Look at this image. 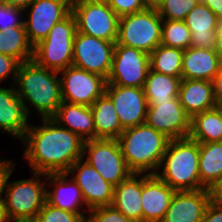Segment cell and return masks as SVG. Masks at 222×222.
<instances>
[{
    "label": "cell",
    "instance_id": "obj_1",
    "mask_svg": "<svg viewBox=\"0 0 222 222\" xmlns=\"http://www.w3.org/2000/svg\"><path fill=\"white\" fill-rule=\"evenodd\" d=\"M42 126L29 125L22 142L25 159L33 172L64 173L84 158L82 140L52 118H42Z\"/></svg>",
    "mask_w": 222,
    "mask_h": 222
},
{
    "label": "cell",
    "instance_id": "obj_2",
    "mask_svg": "<svg viewBox=\"0 0 222 222\" xmlns=\"http://www.w3.org/2000/svg\"><path fill=\"white\" fill-rule=\"evenodd\" d=\"M59 73L41 67L33 60L19 65L14 85L24 104L27 115L31 113L25 103L30 102L42 118H52L62 103Z\"/></svg>",
    "mask_w": 222,
    "mask_h": 222
},
{
    "label": "cell",
    "instance_id": "obj_3",
    "mask_svg": "<svg viewBox=\"0 0 222 222\" xmlns=\"http://www.w3.org/2000/svg\"><path fill=\"white\" fill-rule=\"evenodd\" d=\"M169 140L146 123L125 129L117 139L128 169L135 174H156Z\"/></svg>",
    "mask_w": 222,
    "mask_h": 222
},
{
    "label": "cell",
    "instance_id": "obj_4",
    "mask_svg": "<svg viewBox=\"0 0 222 222\" xmlns=\"http://www.w3.org/2000/svg\"><path fill=\"white\" fill-rule=\"evenodd\" d=\"M199 143L189 137L169 140L156 175L175 191L204 189L199 178Z\"/></svg>",
    "mask_w": 222,
    "mask_h": 222
},
{
    "label": "cell",
    "instance_id": "obj_5",
    "mask_svg": "<svg viewBox=\"0 0 222 222\" xmlns=\"http://www.w3.org/2000/svg\"><path fill=\"white\" fill-rule=\"evenodd\" d=\"M13 167L14 164L7 169L2 182V193L6 189V196L3 197L5 207L11 221L31 222L46 202V182L41 181L46 174L33 172L31 179L8 183Z\"/></svg>",
    "mask_w": 222,
    "mask_h": 222
},
{
    "label": "cell",
    "instance_id": "obj_6",
    "mask_svg": "<svg viewBox=\"0 0 222 222\" xmlns=\"http://www.w3.org/2000/svg\"><path fill=\"white\" fill-rule=\"evenodd\" d=\"M76 19L70 12L57 22L47 37L33 47L32 60L41 67L60 72L72 66Z\"/></svg>",
    "mask_w": 222,
    "mask_h": 222
},
{
    "label": "cell",
    "instance_id": "obj_7",
    "mask_svg": "<svg viewBox=\"0 0 222 222\" xmlns=\"http://www.w3.org/2000/svg\"><path fill=\"white\" fill-rule=\"evenodd\" d=\"M162 18L158 10L143 11L119 17L116 45H124L150 54L161 44Z\"/></svg>",
    "mask_w": 222,
    "mask_h": 222
},
{
    "label": "cell",
    "instance_id": "obj_8",
    "mask_svg": "<svg viewBox=\"0 0 222 222\" xmlns=\"http://www.w3.org/2000/svg\"><path fill=\"white\" fill-rule=\"evenodd\" d=\"M77 32L116 42L119 16L107 2L71 1Z\"/></svg>",
    "mask_w": 222,
    "mask_h": 222
},
{
    "label": "cell",
    "instance_id": "obj_9",
    "mask_svg": "<svg viewBox=\"0 0 222 222\" xmlns=\"http://www.w3.org/2000/svg\"><path fill=\"white\" fill-rule=\"evenodd\" d=\"M88 162L114 187L126 180L132 172L128 169L117 139H93L84 141L83 155Z\"/></svg>",
    "mask_w": 222,
    "mask_h": 222
},
{
    "label": "cell",
    "instance_id": "obj_10",
    "mask_svg": "<svg viewBox=\"0 0 222 222\" xmlns=\"http://www.w3.org/2000/svg\"><path fill=\"white\" fill-rule=\"evenodd\" d=\"M149 69L148 53L124 45H115L107 84L143 88Z\"/></svg>",
    "mask_w": 222,
    "mask_h": 222
},
{
    "label": "cell",
    "instance_id": "obj_11",
    "mask_svg": "<svg viewBox=\"0 0 222 222\" xmlns=\"http://www.w3.org/2000/svg\"><path fill=\"white\" fill-rule=\"evenodd\" d=\"M115 43L76 31L72 65L107 80L113 61Z\"/></svg>",
    "mask_w": 222,
    "mask_h": 222
},
{
    "label": "cell",
    "instance_id": "obj_12",
    "mask_svg": "<svg viewBox=\"0 0 222 222\" xmlns=\"http://www.w3.org/2000/svg\"><path fill=\"white\" fill-rule=\"evenodd\" d=\"M61 73L60 88L62 101L91 106L106 90L107 80L75 66H68Z\"/></svg>",
    "mask_w": 222,
    "mask_h": 222
},
{
    "label": "cell",
    "instance_id": "obj_13",
    "mask_svg": "<svg viewBox=\"0 0 222 222\" xmlns=\"http://www.w3.org/2000/svg\"><path fill=\"white\" fill-rule=\"evenodd\" d=\"M191 117L181 106L179 98L164 102H148L146 124L167 138H186L190 132Z\"/></svg>",
    "mask_w": 222,
    "mask_h": 222
},
{
    "label": "cell",
    "instance_id": "obj_14",
    "mask_svg": "<svg viewBox=\"0 0 222 222\" xmlns=\"http://www.w3.org/2000/svg\"><path fill=\"white\" fill-rule=\"evenodd\" d=\"M72 0H34L28 7L29 19L24 21L25 31L33 47L45 39L54 25L71 12Z\"/></svg>",
    "mask_w": 222,
    "mask_h": 222
},
{
    "label": "cell",
    "instance_id": "obj_15",
    "mask_svg": "<svg viewBox=\"0 0 222 222\" xmlns=\"http://www.w3.org/2000/svg\"><path fill=\"white\" fill-rule=\"evenodd\" d=\"M105 93L114 103L124 130L146 122L148 102L143 88L106 84Z\"/></svg>",
    "mask_w": 222,
    "mask_h": 222
},
{
    "label": "cell",
    "instance_id": "obj_16",
    "mask_svg": "<svg viewBox=\"0 0 222 222\" xmlns=\"http://www.w3.org/2000/svg\"><path fill=\"white\" fill-rule=\"evenodd\" d=\"M67 173L69 175L70 173L73 174L72 179L80 187L85 204L89 210L112 205L114 186L105 181L96 169L84 161L83 158L76 161Z\"/></svg>",
    "mask_w": 222,
    "mask_h": 222
},
{
    "label": "cell",
    "instance_id": "obj_17",
    "mask_svg": "<svg viewBox=\"0 0 222 222\" xmlns=\"http://www.w3.org/2000/svg\"><path fill=\"white\" fill-rule=\"evenodd\" d=\"M156 174L142 176V222H161L175 194Z\"/></svg>",
    "mask_w": 222,
    "mask_h": 222
},
{
    "label": "cell",
    "instance_id": "obj_18",
    "mask_svg": "<svg viewBox=\"0 0 222 222\" xmlns=\"http://www.w3.org/2000/svg\"><path fill=\"white\" fill-rule=\"evenodd\" d=\"M209 202L206 188L176 191L161 222H201Z\"/></svg>",
    "mask_w": 222,
    "mask_h": 222
},
{
    "label": "cell",
    "instance_id": "obj_19",
    "mask_svg": "<svg viewBox=\"0 0 222 222\" xmlns=\"http://www.w3.org/2000/svg\"><path fill=\"white\" fill-rule=\"evenodd\" d=\"M46 176L51 186H55L53 191H48L46 188V203L76 213L86 222V215L79 211L85 201L78 184L74 180H67L69 176L67 172L48 173Z\"/></svg>",
    "mask_w": 222,
    "mask_h": 222
},
{
    "label": "cell",
    "instance_id": "obj_20",
    "mask_svg": "<svg viewBox=\"0 0 222 222\" xmlns=\"http://www.w3.org/2000/svg\"><path fill=\"white\" fill-rule=\"evenodd\" d=\"M191 31L192 48L214 49L218 18L204 3L199 2L184 19Z\"/></svg>",
    "mask_w": 222,
    "mask_h": 222
},
{
    "label": "cell",
    "instance_id": "obj_21",
    "mask_svg": "<svg viewBox=\"0 0 222 222\" xmlns=\"http://www.w3.org/2000/svg\"><path fill=\"white\" fill-rule=\"evenodd\" d=\"M27 119L24 104L13 84L10 88H0V129L22 141L29 128Z\"/></svg>",
    "mask_w": 222,
    "mask_h": 222
},
{
    "label": "cell",
    "instance_id": "obj_22",
    "mask_svg": "<svg viewBox=\"0 0 222 222\" xmlns=\"http://www.w3.org/2000/svg\"><path fill=\"white\" fill-rule=\"evenodd\" d=\"M221 68L222 64L214 49L189 47L183 53L181 78L212 82Z\"/></svg>",
    "mask_w": 222,
    "mask_h": 222
},
{
    "label": "cell",
    "instance_id": "obj_23",
    "mask_svg": "<svg viewBox=\"0 0 222 222\" xmlns=\"http://www.w3.org/2000/svg\"><path fill=\"white\" fill-rule=\"evenodd\" d=\"M178 98L190 117L217 106L213 83L208 80L182 79Z\"/></svg>",
    "mask_w": 222,
    "mask_h": 222
},
{
    "label": "cell",
    "instance_id": "obj_24",
    "mask_svg": "<svg viewBox=\"0 0 222 222\" xmlns=\"http://www.w3.org/2000/svg\"><path fill=\"white\" fill-rule=\"evenodd\" d=\"M52 119L84 141L96 139V130L90 106L62 101ZM65 124L68 127L64 126Z\"/></svg>",
    "mask_w": 222,
    "mask_h": 222
},
{
    "label": "cell",
    "instance_id": "obj_25",
    "mask_svg": "<svg viewBox=\"0 0 222 222\" xmlns=\"http://www.w3.org/2000/svg\"><path fill=\"white\" fill-rule=\"evenodd\" d=\"M142 175L132 173L115 186L112 202V206L124 216L138 222H142Z\"/></svg>",
    "mask_w": 222,
    "mask_h": 222
},
{
    "label": "cell",
    "instance_id": "obj_26",
    "mask_svg": "<svg viewBox=\"0 0 222 222\" xmlns=\"http://www.w3.org/2000/svg\"><path fill=\"white\" fill-rule=\"evenodd\" d=\"M90 107L94 119L96 139H118L124 129L120 124L111 98L104 93Z\"/></svg>",
    "mask_w": 222,
    "mask_h": 222
},
{
    "label": "cell",
    "instance_id": "obj_27",
    "mask_svg": "<svg viewBox=\"0 0 222 222\" xmlns=\"http://www.w3.org/2000/svg\"><path fill=\"white\" fill-rule=\"evenodd\" d=\"M198 143L222 142V115L217 107L191 117L188 135Z\"/></svg>",
    "mask_w": 222,
    "mask_h": 222
},
{
    "label": "cell",
    "instance_id": "obj_28",
    "mask_svg": "<svg viewBox=\"0 0 222 222\" xmlns=\"http://www.w3.org/2000/svg\"><path fill=\"white\" fill-rule=\"evenodd\" d=\"M199 178L208 189L222 176V142L199 143Z\"/></svg>",
    "mask_w": 222,
    "mask_h": 222
},
{
    "label": "cell",
    "instance_id": "obj_29",
    "mask_svg": "<svg viewBox=\"0 0 222 222\" xmlns=\"http://www.w3.org/2000/svg\"><path fill=\"white\" fill-rule=\"evenodd\" d=\"M182 78L149 69L143 86L147 102H164L178 98Z\"/></svg>",
    "mask_w": 222,
    "mask_h": 222
},
{
    "label": "cell",
    "instance_id": "obj_30",
    "mask_svg": "<svg viewBox=\"0 0 222 222\" xmlns=\"http://www.w3.org/2000/svg\"><path fill=\"white\" fill-rule=\"evenodd\" d=\"M0 54L14 57L20 63L32 60L33 45L28 40L24 25L0 30Z\"/></svg>",
    "mask_w": 222,
    "mask_h": 222
},
{
    "label": "cell",
    "instance_id": "obj_31",
    "mask_svg": "<svg viewBox=\"0 0 222 222\" xmlns=\"http://www.w3.org/2000/svg\"><path fill=\"white\" fill-rule=\"evenodd\" d=\"M184 50L158 45L150 54V69L181 78Z\"/></svg>",
    "mask_w": 222,
    "mask_h": 222
},
{
    "label": "cell",
    "instance_id": "obj_32",
    "mask_svg": "<svg viewBox=\"0 0 222 222\" xmlns=\"http://www.w3.org/2000/svg\"><path fill=\"white\" fill-rule=\"evenodd\" d=\"M161 45L185 50L191 45V31L184 21L163 20Z\"/></svg>",
    "mask_w": 222,
    "mask_h": 222
},
{
    "label": "cell",
    "instance_id": "obj_33",
    "mask_svg": "<svg viewBox=\"0 0 222 222\" xmlns=\"http://www.w3.org/2000/svg\"><path fill=\"white\" fill-rule=\"evenodd\" d=\"M197 3H199L198 0H164L158 9V13L162 20L184 21L187 14Z\"/></svg>",
    "mask_w": 222,
    "mask_h": 222
},
{
    "label": "cell",
    "instance_id": "obj_34",
    "mask_svg": "<svg viewBox=\"0 0 222 222\" xmlns=\"http://www.w3.org/2000/svg\"><path fill=\"white\" fill-rule=\"evenodd\" d=\"M31 222H85L78 214L44 203Z\"/></svg>",
    "mask_w": 222,
    "mask_h": 222
},
{
    "label": "cell",
    "instance_id": "obj_35",
    "mask_svg": "<svg viewBox=\"0 0 222 222\" xmlns=\"http://www.w3.org/2000/svg\"><path fill=\"white\" fill-rule=\"evenodd\" d=\"M90 215L86 222H138L127 218L112 205L90 209Z\"/></svg>",
    "mask_w": 222,
    "mask_h": 222
},
{
    "label": "cell",
    "instance_id": "obj_36",
    "mask_svg": "<svg viewBox=\"0 0 222 222\" xmlns=\"http://www.w3.org/2000/svg\"><path fill=\"white\" fill-rule=\"evenodd\" d=\"M23 11L8 3H0V30L23 26L24 21L19 20Z\"/></svg>",
    "mask_w": 222,
    "mask_h": 222
},
{
    "label": "cell",
    "instance_id": "obj_37",
    "mask_svg": "<svg viewBox=\"0 0 222 222\" xmlns=\"http://www.w3.org/2000/svg\"><path fill=\"white\" fill-rule=\"evenodd\" d=\"M108 5L119 17L146 9L143 0H109Z\"/></svg>",
    "mask_w": 222,
    "mask_h": 222
},
{
    "label": "cell",
    "instance_id": "obj_38",
    "mask_svg": "<svg viewBox=\"0 0 222 222\" xmlns=\"http://www.w3.org/2000/svg\"><path fill=\"white\" fill-rule=\"evenodd\" d=\"M20 62L11 56L0 54V82L11 75L15 84Z\"/></svg>",
    "mask_w": 222,
    "mask_h": 222
},
{
    "label": "cell",
    "instance_id": "obj_39",
    "mask_svg": "<svg viewBox=\"0 0 222 222\" xmlns=\"http://www.w3.org/2000/svg\"><path fill=\"white\" fill-rule=\"evenodd\" d=\"M201 222H222V205L209 202Z\"/></svg>",
    "mask_w": 222,
    "mask_h": 222
},
{
    "label": "cell",
    "instance_id": "obj_40",
    "mask_svg": "<svg viewBox=\"0 0 222 222\" xmlns=\"http://www.w3.org/2000/svg\"><path fill=\"white\" fill-rule=\"evenodd\" d=\"M210 202L222 205V176L209 188Z\"/></svg>",
    "mask_w": 222,
    "mask_h": 222
},
{
    "label": "cell",
    "instance_id": "obj_41",
    "mask_svg": "<svg viewBox=\"0 0 222 222\" xmlns=\"http://www.w3.org/2000/svg\"><path fill=\"white\" fill-rule=\"evenodd\" d=\"M213 91L217 104L222 103V68L219 73L213 78Z\"/></svg>",
    "mask_w": 222,
    "mask_h": 222
},
{
    "label": "cell",
    "instance_id": "obj_42",
    "mask_svg": "<svg viewBox=\"0 0 222 222\" xmlns=\"http://www.w3.org/2000/svg\"><path fill=\"white\" fill-rule=\"evenodd\" d=\"M214 51L218 55L219 61L222 64V18L218 19Z\"/></svg>",
    "mask_w": 222,
    "mask_h": 222
},
{
    "label": "cell",
    "instance_id": "obj_43",
    "mask_svg": "<svg viewBox=\"0 0 222 222\" xmlns=\"http://www.w3.org/2000/svg\"><path fill=\"white\" fill-rule=\"evenodd\" d=\"M209 7L217 18H222V0H205L203 2Z\"/></svg>",
    "mask_w": 222,
    "mask_h": 222
},
{
    "label": "cell",
    "instance_id": "obj_44",
    "mask_svg": "<svg viewBox=\"0 0 222 222\" xmlns=\"http://www.w3.org/2000/svg\"><path fill=\"white\" fill-rule=\"evenodd\" d=\"M13 161L0 160V196L2 195V182L7 169L12 165Z\"/></svg>",
    "mask_w": 222,
    "mask_h": 222
},
{
    "label": "cell",
    "instance_id": "obj_45",
    "mask_svg": "<svg viewBox=\"0 0 222 222\" xmlns=\"http://www.w3.org/2000/svg\"><path fill=\"white\" fill-rule=\"evenodd\" d=\"M34 0H10V5L26 11Z\"/></svg>",
    "mask_w": 222,
    "mask_h": 222
},
{
    "label": "cell",
    "instance_id": "obj_46",
    "mask_svg": "<svg viewBox=\"0 0 222 222\" xmlns=\"http://www.w3.org/2000/svg\"><path fill=\"white\" fill-rule=\"evenodd\" d=\"M2 196L3 195L0 196V222H11L5 207L4 198Z\"/></svg>",
    "mask_w": 222,
    "mask_h": 222
},
{
    "label": "cell",
    "instance_id": "obj_47",
    "mask_svg": "<svg viewBox=\"0 0 222 222\" xmlns=\"http://www.w3.org/2000/svg\"><path fill=\"white\" fill-rule=\"evenodd\" d=\"M146 9L158 10L164 0H143Z\"/></svg>",
    "mask_w": 222,
    "mask_h": 222
},
{
    "label": "cell",
    "instance_id": "obj_48",
    "mask_svg": "<svg viewBox=\"0 0 222 222\" xmlns=\"http://www.w3.org/2000/svg\"><path fill=\"white\" fill-rule=\"evenodd\" d=\"M72 1H90V2H107L108 3L109 0H72Z\"/></svg>",
    "mask_w": 222,
    "mask_h": 222
},
{
    "label": "cell",
    "instance_id": "obj_49",
    "mask_svg": "<svg viewBox=\"0 0 222 222\" xmlns=\"http://www.w3.org/2000/svg\"><path fill=\"white\" fill-rule=\"evenodd\" d=\"M216 107L219 109V111H220V113H221V115H222V103L217 104Z\"/></svg>",
    "mask_w": 222,
    "mask_h": 222
},
{
    "label": "cell",
    "instance_id": "obj_50",
    "mask_svg": "<svg viewBox=\"0 0 222 222\" xmlns=\"http://www.w3.org/2000/svg\"><path fill=\"white\" fill-rule=\"evenodd\" d=\"M0 3H8V4H10V0H0Z\"/></svg>",
    "mask_w": 222,
    "mask_h": 222
}]
</instances>
